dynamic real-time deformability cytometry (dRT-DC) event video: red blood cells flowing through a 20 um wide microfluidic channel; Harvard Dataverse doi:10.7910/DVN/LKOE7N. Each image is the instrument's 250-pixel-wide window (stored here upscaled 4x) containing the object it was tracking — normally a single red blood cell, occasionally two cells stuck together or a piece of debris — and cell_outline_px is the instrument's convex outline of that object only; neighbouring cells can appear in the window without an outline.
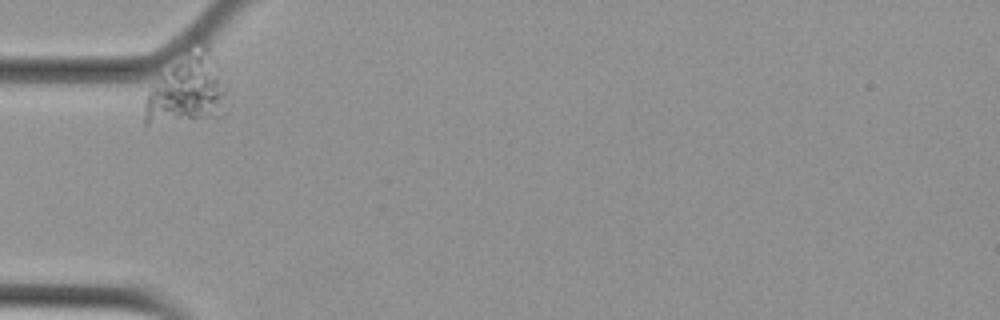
{"species": "Egyptian fruit bat (a non-hibernating species)", "species_latin": "Rousettus aegyptiacus", "temperature_condition": "cold", "stored_images_in_passage": 2, "camera_frame_rate_fps": 3000, "um_per_image_px": 0.085, "animal": {"sex": "female"}, "frame": {"image": 1, "passage_image": 1, "time_ms": 0.0, "image_size_px": [1000, 320], "cell_outline_px": [[224, 92], [220, 116], [148, 124], [144, 124], [144, 108], [148, 96], [152, 88], [160, 76], [200, 40], [208, 44], [220, 68], [224, 88]], "centroid_in_image_um": [15.92, 7.56], "position_along_channel_um": 69.1, "area_um2": 32.37}}
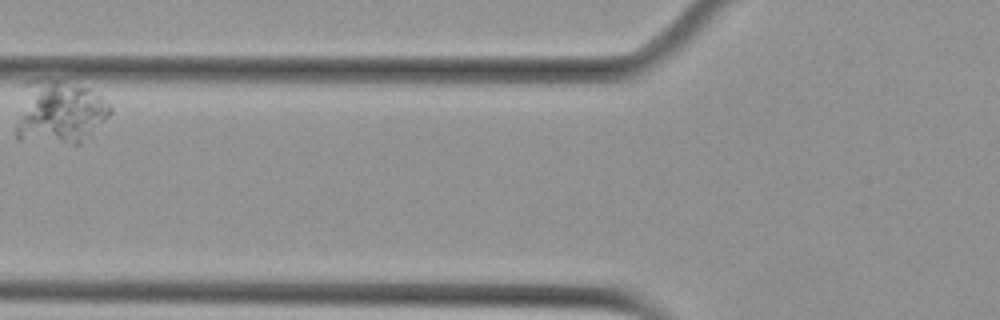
{"frame": {"image": 2, "passage_image": 2, "time_ms": 0.333, "image_size_px": [1000, 320], "cell_outline_px": [[112, 112], [80, 144], [72, 144], [16, 140], [16, 124], [24, 80], [64, 80], [88, 88], [100, 96], [112, 108]], "centroid_in_image_um": [5.0, 9.53], "position_along_channel_um": 120.8, "area_um2": 34.97}}